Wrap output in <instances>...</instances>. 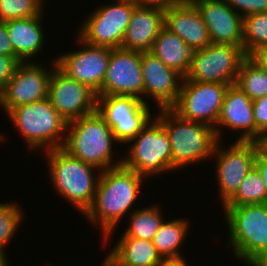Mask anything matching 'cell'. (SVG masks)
I'll return each mask as SVG.
<instances>
[{
  "mask_svg": "<svg viewBox=\"0 0 267 266\" xmlns=\"http://www.w3.org/2000/svg\"><path fill=\"white\" fill-rule=\"evenodd\" d=\"M243 18L255 13L267 12V0H225Z\"/></svg>",
  "mask_w": 267,
  "mask_h": 266,
  "instance_id": "cell-33",
  "label": "cell"
},
{
  "mask_svg": "<svg viewBox=\"0 0 267 266\" xmlns=\"http://www.w3.org/2000/svg\"><path fill=\"white\" fill-rule=\"evenodd\" d=\"M229 231L227 247L251 266L267 251V204L223 206Z\"/></svg>",
  "mask_w": 267,
  "mask_h": 266,
  "instance_id": "cell-5",
  "label": "cell"
},
{
  "mask_svg": "<svg viewBox=\"0 0 267 266\" xmlns=\"http://www.w3.org/2000/svg\"><path fill=\"white\" fill-rule=\"evenodd\" d=\"M253 117L256 124V142L267 137V95L253 100Z\"/></svg>",
  "mask_w": 267,
  "mask_h": 266,
  "instance_id": "cell-32",
  "label": "cell"
},
{
  "mask_svg": "<svg viewBox=\"0 0 267 266\" xmlns=\"http://www.w3.org/2000/svg\"><path fill=\"white\" fill-rule=\"evenodd\" d=\"M189 220H164L153 237V245L163 259L182 258L179 249L182 248L186 237L189 236Z\"/></svg>",
  "mask_w": 267,
  "mask_h": 266,
  "instance_id": "cell-25",
  "label": "cell"
},
{
  "mask_svg": "<svg viewBox=\"0 0 267 266\" xmlns=\"http://www.w3.org/2000/svg\"><path fill=\"white\" fill-rule=\"evenodd\" d=\"M255 167L261 175L267 193V156L261 150L256 155Z\"/></svg>",
  "mask_w": 267,
  "mask_h": 266,
  "instance_id": "cell-36",
  "label": "cell"
},
{
  "mask_svg": "<svg viewBox=\"0 0 267 266\" xmlns=\"http://www.w3.org/2000/svg\"><path fill=\"white\" fill-rule=\"evenodd\" d=\"M48 99L67 123L96 111V93L57 65L49 81Z\"/></svg>",
  "mask_w": 267,
  "mask_h": 266,
  "instance_id": "cell-15",
  "label": "cell"
},
{
  "mask_svg": "<svg viewBox=\"0 0 267 266\" xmlns=\"http://www.w3.org/2000/svg\"><path fill=\"white\" fill-rule=\"evenodd\" d=\"M248 57L267 72V46L255 49Z\"/></svg>",
  "mask_w": 267,
  "mask_h": 266,
  "instance_id": "cell-37",
  "label": "cell"
},
{
  "mask_svg": "<svg viewBox=\"0 0 267 266\" xmlns=\"http://www.w3.org/2000/svg\"><path fill=\"white\" fill-rule=\"evenodd\" d=\"M0 55L16 56L4 21H0Z\"/></svg>",
  "mask_w": 267,
  "mask_h": 266,
  "instance_id": "cell-35",
  "label": "cell"
},
{
  "mask_svg": "<svg viewBox=\"0 0 267 266\" xmlns=\"http://www.w3.org/2000/svg\"><path fill=\"white\" fill-rule=\"evenodd\" d=\"M66 132L61 148L71 156L101 171L122 165L123 159H113V144L118 141L97 111L69 122Z\"/></svg>",
  "mask_w": 267,
  "mask_h": 266,
  "instance_id": "cell-3",
  "label": "cell"
},
{
  "mask_svg": "<svg viewBox=\"0 0 267 266\" xmlns=\"http://www.w3.org/2000/svg\"><path fill=\"white\" fill-rule=\"evenodd\" d=\"M251 266H267V251L258 258Z\"/></svg>",
  "mask_w": 267,
  "mask_h": 266,
  "instance_id": "cell-40",
  "label": "cell"
},
{
  "mask_svg": "<svg viewBox=\"0 0 267 266\" xmlns=\"http://www.w3.org/2000/svg\"><path fill=\"white\" fill-rule=\"evenodd\" d=\"M5 253V251L0 250V266H11L8 261L9 259H7L8 255H6Z\"/></svg>",
  "mask_w": 267,
  "mask_h": 266,
  "instance_id": "cell-41",
  "label": "cell"
},
{
  "mask_svg": "<svg viewBox=\"0 0 267 266\" xmlns=\"http://www.w3.org/2000/svg\"><path fill=\"white\" fill-rule=\"evenodd\" d=\"M109 252L105 266H158L163 261L152 241L134 237H120Z\"/></svg>",
  "mask_w": 267,
  "mask_h": 266,
  "instance_id": "cell-23",
  "label": "cell"
},
{
  "mask_svg": "<svg viewBox=\"0 0 267 266\" xmlns=\"http://www.w3.org/2000/svg\"><path fill=\"white\" fill-rule=\"evenodd\" d=\"M96 95H124L144 98L141 52L111 49V56L101 89Z\"/></svg>",
  "mask_w": 267,
  "mask_h": 266,
  "instance_id": "cell-16",
  "label": "cell"
},
{
  "mask_svg": "<svg viewBox=\"0 0 267 266\" xmlns=\"http://www.w3.org/2000/svg\"><path fill=\"white\" fill-rule=\"evenodd\" d=\"M213 44H233L243 50V17L225 0H192Z\"/></svg>",
  "mask_w": 267,
  "mask_h": 266,
  "instance_id": "cell-18",
  "label": "cell"
},
{
  "mask_svg": "<svg viewBox=\"0 0 267 266\" xmlns=\"http://www.w3.org/2000/svg\"><path fill=\"white\" fill-rule=\"evenodd\" d=\"M43 13L44 11L38 16L5 22L14 54L22 62L33 61L32 58L43 51L46 43L42 28Z\"/></svg>",
  "mask_w": 267,
  "mask_h": 266,
  "instance_id": "cell-22",
  "label": "cell"
},
{
  "mask_svg": "<svg viewBox=\"0 0 267 266\" xmlns=\"http://www.w3.org/2000/svg\"><path fill=\"white\" fill-rule=\"evenodd\" d=\"M217 141L212 158L215 159V179L218 184L221 206H224L239 190L240 184L255 166V159L260 150L259 142L233 141L224 148Z\"/></svg>",
  "mask_w": 267,
  "mask_h": 266,
  "instance_id": "cell-9",
  "label": "cell"
},
{
  "mask_svg": "<svg viewBox=\"0 0 267 266\" xmlns=\"http://www.w3.org/2000/svg\"><path fill=\"white\" fill-rule=\"evenodd\" d=\"M96 111L110 126L118 144L122 145L129 143L154 115L149 104L124 95H97Z\"/></svg>",
  "mask_w": 267,
  "mask_h": 266,
  "instance_id": "cell-10",
  "label": "cell"
},
{
  "mask_svg": "<svg viewBox=\"0 0 267 266\" xmlns=\"http://www.w3.org/2000/svg\"><path fill=\"white\" fill-rule=\"evenodd\" d=\"M45 153L53 188L84 216L93 203L102 171L71 156L61 147Z\"/></svg>",
  "mask_w": 267,
  "mask_h": 266,
  "instance_id": "cell-2",
  "label": "cell"
},
{
  "mask_svg": "<svg viewBox=\"0 0 267 266\" xmlns=\"http://www.w3.org/2000/svg\"><path fill=\"white\" fill-rule=\"evenodd\" d=\"M76 40L80 49L61 53L55 58L56 65L97 94L106 76L112 48L89 44L79 36Z\"/></svg>",
  "mask_w": 267,
  "mask_h": 266,
  "instance_id": "cell-14",
  "label": "cell"
},
{
  "mask_svg": "<svg viewBox=\"0 0 267 266\" xmlns=\"http://www.w3.org/2000/svg\"><path fill=\"white\" fill-rule=\"evenodd\" d=\"M237 85L251 100L267 95V72L246 56L239 67Z\"/></svg>",
  "mask_w": 267,
  "mask_h": 266,
  "instance_id": "cell-27",
  "label": "cell"
},
{
  "mask_svg": "<svg viewBox=\"0 0 267 266\" xmlns=\"http://www.w3.org/2000/svg\"><path fill=\"white\" fill-rule=\"evenodd\" d=\"M158 112L155 116L162 122L170 140L172 172L193 163L212 160L218 141L214 128L183 119L172 109H159Z\"/></svg>",
  "mask_w": 267,
  "mask_h": 266,
  "instance_id": "cell-4",
  "label": "cell"
},
{
  "mask_svg": "<svg viewBox=\"0 0 267 266\" xmlns=\"http://www.w3.org/2000/svg\"><path fill=\"white\" fill-rule=\"evenodd\" d=\"M267 46V12L243 18V51L249 56L255 49Z\"/></svg>",
  "mask_w": 267,
  "mask_h": 266,
  "instance_id": "cell-29",
  "label": "cell"
},
{
  "mask_svg": "<svg viewBox=\"0 0 267 266\" xmlns=\"http://www.w3.org/2000/svg\"><path fill=\"white\" fill-rule=\"evenodd\" d=\"M16 202L0 203V250L5 251L6 245H10L21 222L24 220V212Z\"/></svg>",
  "mask_w": 267,
  "mask_h": 266,
  "instance_id": "cell-30",
  "label": "cell"
},
{
  "mask_svg": "<svg viewBox=\"0 0 267 266\" xmlns=\"http://www.w3.org/2000/svg\"><path fill=\"white\" fill-rule=\"evenodd\" d=\"M187 2L189 1L188 0H140V3L159 5L163 7L176 5V4H184Z\"/></svg>",
  "mask_w": 267,
  "mask_h": 266,
  "instance_id": "cell-38",
  "label": "cell"
},
{
  "mask_svg": "<svg viewBox=\"0 0 267 266\" xmlns=\"http://www.w3.org/2000/svg\"><path fill=\"white\" fill-rule=\"evenodd\" d=\"M158 266H189L187 260L182 258L163 259Z\"/></svg>",
  "mask_w": 267,
  "mask_h": 266,
  "instance_id": "cell-39",
  "label": "cell"
},
{
  "mask_svg": "<svg viewBox=\"0 0 267 266\" xmlns=\"http://www.w3.org/2000/svg\"><path fill=\"white\" fill-rule=\"evenodd\" d=\"M150 52L183 77L188 74L193 50L165 26L155 39Z\"/></svg>",
  "mask_w": 267,
  "mask_h": 266,
  "instance_id": "cell-24",
  "label": "cell"
},
{
  "mask_svg": "<svg viewBox=\"0 0 267 266\" xmlns=\"http://www.w3.org/2000/svg\"><path fill=\"white\" fill-rule=\"evenodd\" d=\"M128 144L127 156L121 157L125 168L146 178L172 172L170 140L162 122L155 115Z\"/></svg>",
  "mask_w": 267,
  "mask_h": 266,
  "instance_id": "cell-7",
  "label": "cell"
},
{
  "mask_svg": "<svg viewBox=\"0 0 267 266\" xmlns=\"http://www.w3.org/2000/svg\"><path fill=\"white\" fill-rule=\"evenodd\" d=\"M7 116L25 139L27 149L49 151L62 147L68 123L48 98L13 108Z\"/></svg>",
  "mask_w": 267,
  "mask_h": 266,
  "instance_id": "cell-6",
  "label": "cell"
},
{
  "mask_svg": "<svg viewBox=\"0 0 267 266\" xmlns=\"http://www.w3.org/2000/svg\"><path fill=\"white\" fill-rule=\"evenodd\" d=\"M246 204H267L266 187L255 166L246 175L236 194L224 206Z\"/></svg>",
  "mask_w": 267,
  "mask_h": 266,
  "instance_id": "cell-28",
  "label": "cell"
},
{
  "mask_svg": "<svg viewBox=\"0 0 267 266\" xmlns=\"http://www.w3.org/2000/svg\"><path fill=\"white\" fill-rule=\"evenodd\" d=\"M226 127L228 130H234L240 136L236 141H255L256 142V124L253 117V100L244 93L237 85H229L224 96L221 112L215 127V133L218 140L222 138L224 132L220 127Z\"/></svg>",
  "mask_w": 267,
  "mask_h": 266,
  "instance_id": "cell-19",
  "label": "cell"
},
{
  "mask_svg": "<svg viewBox=\"0 0 267 266\" xmlns=\"http://www.w3.org/2000/svg\"><path fill=\"white\" fill-rule=\"evenodd\" d=\"M147 179L123 165L101 172L93 203L84 215L94 226L100 225L102 243L107 245L119 221L131 213Z\"/></svg>",
  "mask_w": 267,
  "mask_h": 266,
  "instance_id": "cell-1",
  "label": "cell"
},
{
  "mask_svg": "<svg viewBox=\"0 0 267 266\" xmlns=\"http://www.w3.org/2000/svg\"><path fill=\"white\" fill-rule=\"evenodd\" d=\"M46 0H0V21L30 18L43 12Z\"/></svg>",
  "mask_w": 267,
  "mask_h": 266,
  "instance_id": "cell-31",
  "label": "cell"
},
{
  "mask_svg": "<svg viewBox=\"0 0 267 266\" xmlns=\"http://www.w3.org/2000/svg\"><path fill=\"white\" fill-rule=\"evenodd\" d=\"M20 62L22 61L17 56L0 55V93L5 89Z\"/></svg>",
  "mask_w": 267,
  "mask_h": 266,
  "instance_id": "cell-34",
  "label": "cell"
},
{
  "mask_svg": "<svg viewBox=\"0 0 267 266\" xmlns=\"http://www.w3.org/2000/svg\"><path fill=\"white\" fill-rule=\"evenodd\" d=\"M132 209L129 214V224L121 237H134L146 240H153L155 233L159 230L165 220L163 212L158 205ZM162 212V213H161Z\"/></svg>",
  "mask_w": 267,
  "mask_h": 266,
  "instance_id": "cell-26",
  "label": "cell"
},
{
  "mask_svg": "<svg viewBox=\"0 0 267 266\" xmlns=\"http://www.w3.org/2000/svg\"><path fill=\"white\" fill-rule=\"evenodd\" d=\"M141 71L144 83L143 101L149 104V99H152L158 109H171L178 100L184 77L167 67L151 52H141Z\"/></svg>",
  "mask_w": 267,
  "mask_h": 266,
  "instance_id": "cell-17",
  "label": "cell"
},
{
  "mask_svg": "<svg viewBox=\"0 0 267 266\" xmlns=\"http://www.w3.org/2000/svg\"><path fill=\"white\" fill-rule=\"evenodd\" d=\"M260 150L267 156V143L263 140L259 142Z\"/></svg>",
  "mask_w": 267,
  "mask_h": 266,
  "instance_id": "cell-42",
  "label": "cell"
},
{
  "mask_svg": "<svg viewBox=\"0 0 267 266\" xmlns=\"http://www.w3.org/2000/svg\"><path fill=\"white\" fill-rule=\"evenodd\" d=\"M193 51L211 44L207 27L197 7L191 2L165 7V24Z\"/></svg>",
  "mask_w": 267,
  "mask_h": 266,
  "instance_id": "cell-21",
  "label": "cell"
},
{
  "mask_svg": "<svg viewBox=\"0 0 267 266\" xmlns=\"http://www.w3.org/2000/svg\"><path fill=\"white\" fill-rule=\"evenodd\" d=\"M5 138L6 137L2 133H0V142L4 141Z\"/></svg>",
  "mask_w": 267,
  "mask_h": 266,
  "instance_id": "cell-43",
  "label": "cell"
},
{
  "mask_svg": "<svg viewBox=\"0 0 267 266\" xmlns=\"http://www.w3.org/2000/svg\"><path fill=\"white\" fill-rule=\"evenodd\" d=\"M245 57L244 51L236 45L211 43L193 51L191 65L183 81L235 84Z\"/></svg>",
  "mask_w": 267,
  "mask_h": 266,
  "instance_id": "cell-11",
  "label": "cell"
},
{
  "mask_svg": "<svg viewBox=\"0 0 267 266\" xmlns=\"http://www.w3.org/2000/svg\"><path fill=\"white\" fill-rule=\"evenodd\" d=\"M164 24L165 7L139 3L131 15L121 48L150 52Z\"/></svg>",
  "mask_w": 267,
  "mask_h": 266,
  "instance_id": "cell-20",
  "label": "cell"
},
{
  "mask_svg": "<svg viewBox=\"0 0 267 266\" xmlns=\"http://www.w3.org/2000/svg\"><path fill=\"white\" fill-rule=\"evenodd\" d=\"M37 63L35 59L31 62H20L0 93V108L6 112L5 115L20 105L48 98L49 81L56 59L53 60L51 69L40 64V61Z\"/></svg>",
  "mask_w": 267,
  "mask_h": 266,
  "instance_id": "cell-13",
  "label": "cell"
},
{
  "mask_svg": "<svg viewBox=\"0 0 267 266\" xmlns=\"http://www.w3.org/2000/svg\"><path fill=\"white\" fill-rule=\"evenodd\" d=\"M229 84L183 81L176 104L171 108L181 118L215 129Z\"/></svg>",
  "mask_w": 267,
  "mask_h": 266,
  "instance_id": "cell-12",
  "label": "cell"
},
{
  "mask_svg": "<svg viewBox=\"0 0 267 266\" xmlns=\"http://www.w3.org/2000/svg\"><path fill=\"white\" fill-rule=\"evenodd\" d=\"M138 0H115L85 17L77 36L85 42L108 48H121L127 27Z\"/></svg>",
  "mask_w": 267,
  "mask_h": 266,
  "instance_id": "cell-8",
  "label": "cell"
}]
</instances>
